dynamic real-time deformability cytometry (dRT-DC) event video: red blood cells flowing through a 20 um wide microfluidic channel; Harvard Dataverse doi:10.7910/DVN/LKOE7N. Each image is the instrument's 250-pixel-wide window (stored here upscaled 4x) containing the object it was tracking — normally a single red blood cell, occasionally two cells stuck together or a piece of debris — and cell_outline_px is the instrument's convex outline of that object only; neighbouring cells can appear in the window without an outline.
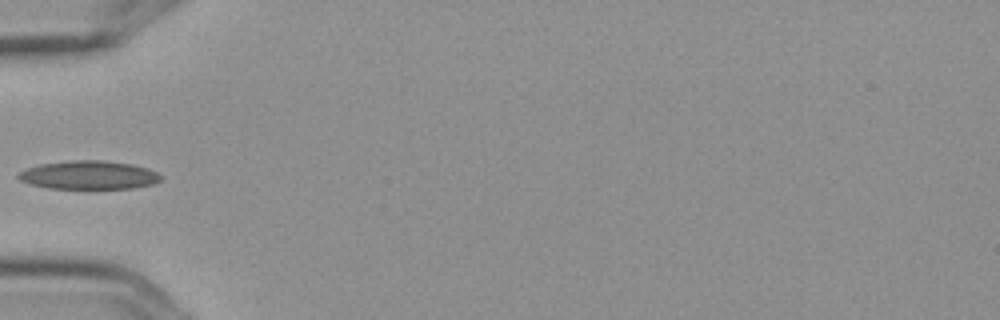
{"species": "Egyptian fruit bat (a non-hibernating species)", "species_latin": "Rousettus aegyptiacus", "temperature_condition": "cold", "stored_images_in_passage": 6, "camera_frame_rate_fps": 3000, "um_per_image_px": 0.085, "frame": {"image": 1, "passage_image": 5, "time_ms": 1.333, "image_size_px": [1000, 320], "cell_outline_px": [[160, 180], [152, 184], [136, 188], [48, 188], [28, 184], [20, 180], [16, 176], [20, 172], [28, 168], [40, 164], [72, 160], [104, 160], [132, 164], [148, 168], [156, 172], [160, 176]], "centroid_in_image_um": [7.54, 14.87], "position_along_channel_um": 77.5, "area_um2": 23.58}}
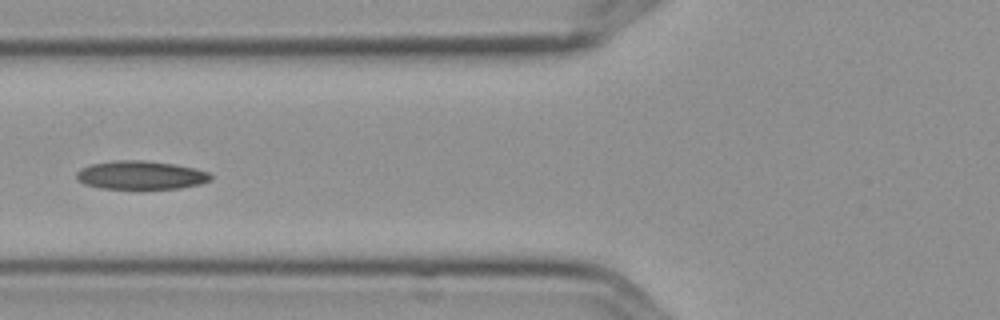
{"frame": {"image": 2, "passage_image": 6, "time_ms": 1.667, "image_size_px": [1000, 320], "cell_outline_px": [[212, 180], [200, 184], [180, 188], [100, 188], [84, 184], [76, 180], [76, 172], [80, 168], [92, 164], [116, 160], [144, 160], [172, 164], [196, 168], [208, 172], [212, 176]], "centroid_in_image_um": [11.95, 14.88], "position_along_channel_um": 113.8, "area_um2": 22.25}}